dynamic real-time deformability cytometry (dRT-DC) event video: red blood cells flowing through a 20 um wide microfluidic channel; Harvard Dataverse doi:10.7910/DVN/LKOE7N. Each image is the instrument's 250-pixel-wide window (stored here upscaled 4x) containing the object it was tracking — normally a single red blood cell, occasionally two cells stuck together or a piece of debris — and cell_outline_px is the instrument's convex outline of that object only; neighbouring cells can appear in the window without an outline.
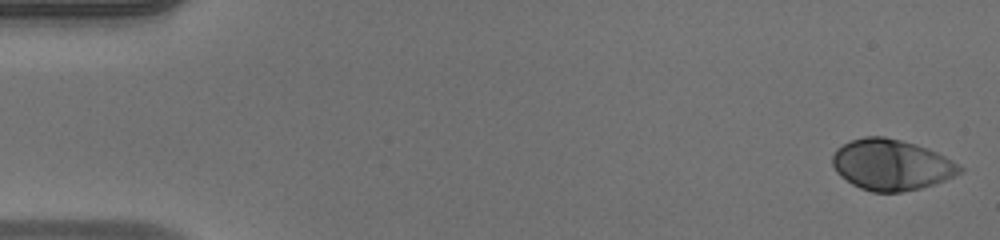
{"species": "human", "species_latin": "Homo sapiens", "temperature_condition": "warm", "stored_images_in_passage": 51, "camera_frame_rate_fps": 3000, "um_per_image_px": 0.085, "donor": {"sex": "male"}, "frame": {"image": 1, "passage_image": 1, "time_ms": 0.0, "image_size_px": [1000, 240], "cell_outline_px": [[964, 172], [936, 184], [920, 188], [900, 192], [872, 192], [860, 188], [852, 184], [840, 176], [836, 172], [832, 164], [832, 156], [836, 148], [852, 140], [864, 136], [884, 136], [916, 144], [928, 148], [952, 160], [964, 168]], "centroid_in_image_um": [75.77, 14.01], "position_along_channel_um": 9.2, "area_um2": 37.92}}
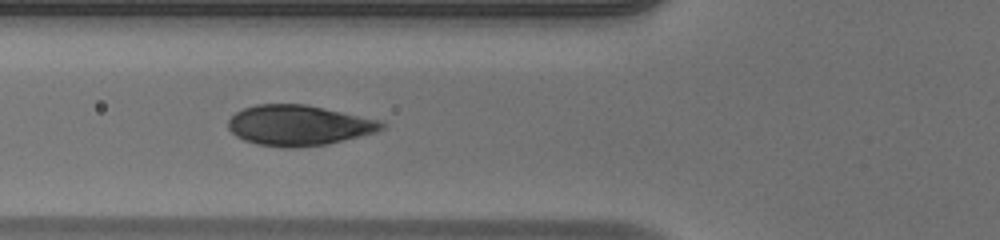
{"frame": {"image": 2, "passage_image": 19, "time_ms": 6.0, "image_size_px": [1000, 240], "cell_outline_px": [[388, 124], [384, 128], [376, 132], [328, 144], [296, 148], [284, 148], [256, 144], [244, 140], [236, 136], [228, 128], [228, 120], [236, 112], [244, 108], [256, 104], [304, 104], [324, 108], [380, 120]], "centroid_in_image_um": [25.39, 10.66], "position_along_channel_um": 100.4, "area_um2": 36.24}}
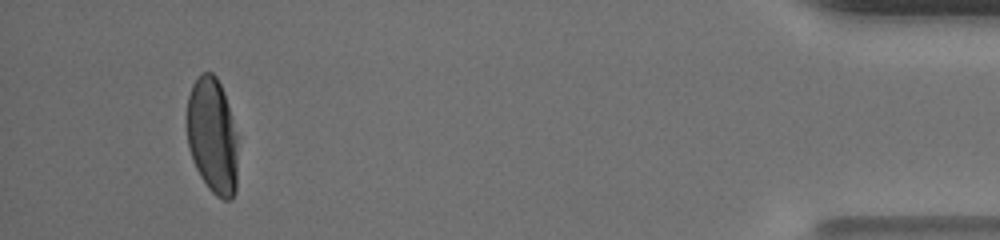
{"frame": {"image": 3, "passage_image": 48, "time_ms": 15.667, "image_size_px": [1000, 240], "cell_outline_px": [[236, 192], [232, 200], [224, 200], [216, 196], [208, 188], [200, 176], [192, 160], [188, 148], [188, 96], [192, 84], [204, 72], [212, 72], [216, 76], [224, 92], [232, 120], [236, 136]], "centroid_in_image_um": [18.05, 11.58], "position_along_channel_um": 417.2, "area_um2": 34.1}, "authors_computed_cell_mechanics": {"area_um2": 36.7608, "velocity_mm_per_s": 3.9945, "shape_relaxation_time_tau1_ms": 3.2479, "shape_relaxation_time_tau2_ms": null, "deformation_change_tau1": 0.2144, "deformation_change_tau2": null}}